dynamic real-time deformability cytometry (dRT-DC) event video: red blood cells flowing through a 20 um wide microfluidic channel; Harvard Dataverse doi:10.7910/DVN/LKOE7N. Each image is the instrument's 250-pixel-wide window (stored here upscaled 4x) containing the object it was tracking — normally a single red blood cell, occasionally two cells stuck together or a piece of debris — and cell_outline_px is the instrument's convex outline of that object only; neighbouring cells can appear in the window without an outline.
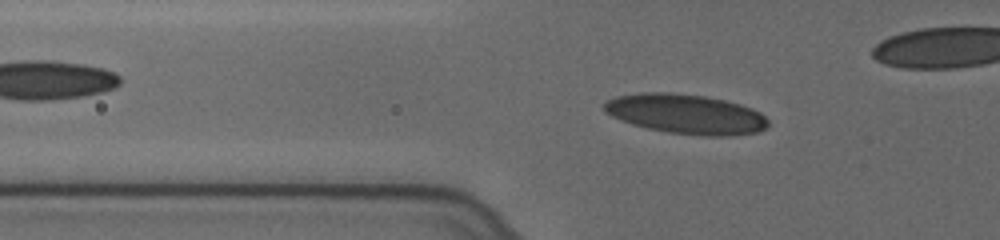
{"species": "human", "species_latin": "Homo sapiens", "temperature_condition": "cold", "stored_images_in_passage": 44, "camera_frame_rate_fps": 3000, "um_per_image_px": 0.085, "donor": {"sex": "female"}, "frame": {"image": 1, "passage_image": 17, "time_ms": 5.333, "image_size_px": [1000, 240], "cell_outline_px": [[768, 124], [764, 128], [756, 132], [724, 136], [704, 136], [668, 132], [648, 128], [632, 124], [620, 120], [604, 112], [604, 104], [608, 100], [616, 96], [640, 92], [668, 92], [704, 96], [724, 100], [740, 104], [752, 108], [760, 112], [768, 120]], "centroid_in_image_um": [58.28, 9.68], "position_along_channel_um": 67.5, "area_um2": 37.8}}
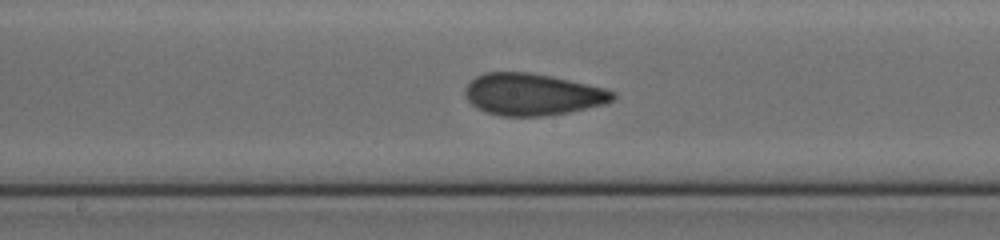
{"frame": {"image": 2, "passage_image": 26, "time_ms": 8.333, "image_size_px": [1000, 240], "cell_outline_px": [[616, 100], [604, 104], [568, 112], [544, 116], [500, 116], [484, 112], [476, 108], [464, 96], [464, 88], [476, 76], [484, 72], [528, 72], [552, 76], [604, 88], [616, 92]], "centroid_in_image_um": [45.24, 8.02], "position_along_channel_um": 203.0, "area_um2": 36.24}}
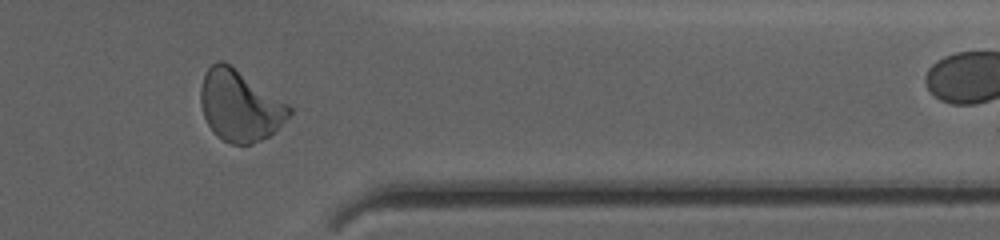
{"frame": {"image": 3, "passage_image": 38, "time_ms": 12.333, "image_size_px": [1000, 240], "cell_outline_px": [[292, 112], [268, 136], [252, 144], [232, 144], [216, 136], [208, 124], [204, 116], [200, 104], [200, 88], [204, 76], [208, 68], [216, 60], [224, 60], [288, 104], [292, 108]], "centroid_in_image_um": [20.34, 8.97], "position_along_channel_um": 391.1, "area_um2": 36.24}}